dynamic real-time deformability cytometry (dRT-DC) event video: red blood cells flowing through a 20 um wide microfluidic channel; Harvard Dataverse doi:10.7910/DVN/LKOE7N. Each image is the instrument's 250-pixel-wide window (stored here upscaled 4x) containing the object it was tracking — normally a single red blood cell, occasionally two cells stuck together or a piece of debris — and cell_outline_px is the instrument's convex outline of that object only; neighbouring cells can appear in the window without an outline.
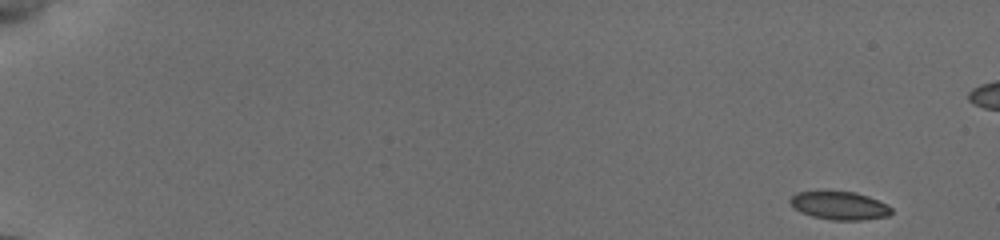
{"species": "common noctule bat (a hibernating species)", "species_latin": "Nyctalus noctula", "temperature_condition": "cold", "stored_images_in_passage": 21, "camera_frame_rate_fps": 3000, "um_per_image_px": 0.085, "animal": {"sex": "female", "body_mass_g": 19.5, "forearm_length_mm": 54.1}, "frame": {"image": 1, "passage_image": 1, "time_ms": 0.0, "image_size_px": [1000, 240], "cell_outline_px": [[892, 212], [888, 216], [860, 220], [832, 220], [812, 216], [800, 212], [788, 200], [796, 192], [856, 192], [868, 196], [888, 204], [892, 208]], "centroid_in_image_um": [71.39, 17.48], "position_along_channel_um": 13.6, "area_um2": 16.47}}
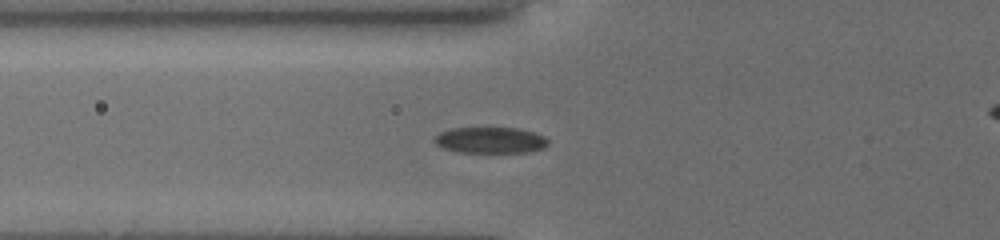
{"frame": {"image": 2, "passage_image": 15, "time_ms": 6.333, "image_size_px": [1000, 240], "cell_outline_px": [[548, 144], [544, 148], [528, 152], [460, 152], [444, 148], [436, 144], [432, 140], [440, 132], [452, 128], [516, 128], [532, 132], [544, 136], [548, 140]], "centroid_in_image_um": [41.68, 11.91], "position_along_channel_um": 84.1, "area_um2": 17.17}}
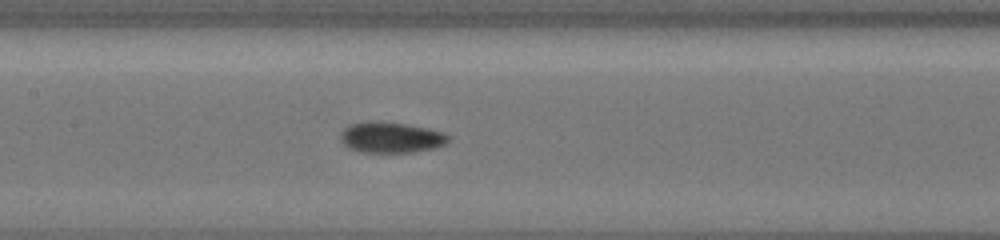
{"frame": {"image": 3, "passage_image": 21, "time_ms": 8.667, "image_size_px": [1000, 240], "cell_outline_px": [[452, 136], [444, 144], [436, 148], [412, 152], [360, 152], [348, 148], [344, 144], [340, 136], [340, 132], [348, 124], [368, 120], [372, 120], [404, 124], [428, 128], [444, 132]], "centroid_in_image_um": [33.22, 11.67], "position_along_channel_um": 174.2, "area_um2": 19.59}}